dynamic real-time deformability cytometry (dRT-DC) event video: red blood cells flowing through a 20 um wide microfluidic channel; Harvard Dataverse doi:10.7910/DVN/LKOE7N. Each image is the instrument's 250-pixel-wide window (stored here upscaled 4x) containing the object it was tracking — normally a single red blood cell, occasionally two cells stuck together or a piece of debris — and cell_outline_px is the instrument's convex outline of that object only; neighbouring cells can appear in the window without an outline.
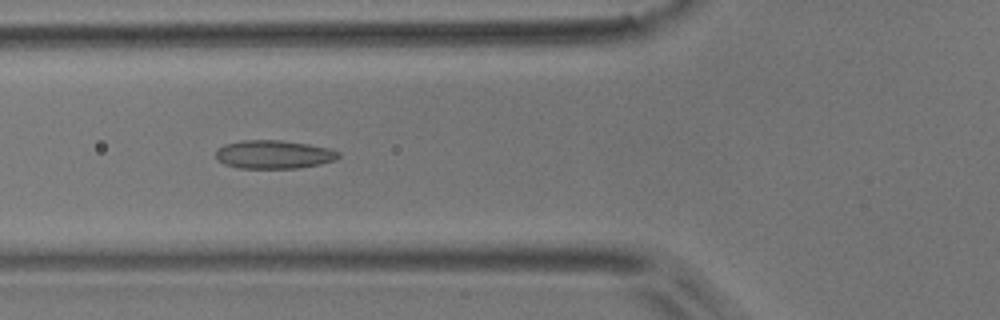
{"species": "common noctule bat (a hibernating species)", "species_latin": "Nyctalus noctula", "temperature_condition": "room temperature", "stored_images_in_passage": 2, "camera_frame_rate_fps": 3000, "um_per_image_px": 0.085, "animal": {"sex": "male", "body_mass_g": 17.9}, "frame": {"image": 1, "passage_image": 2, "time_ms": 0.333, "image_size_px": [1000, 320], "cell_outline_px": [[340, 156], [336, 160], [320, 164], [300, 168], [240, 168], [224, 164], [216, 156], [216, 148], [224, 144], [244, 140], [280, 140], [308, 144], [328, 148], [340, 152]], "centroid_in_image_um": [23.28, 13.13], "position_along_channel_um": 102.5, "area_um2": 20.35}}